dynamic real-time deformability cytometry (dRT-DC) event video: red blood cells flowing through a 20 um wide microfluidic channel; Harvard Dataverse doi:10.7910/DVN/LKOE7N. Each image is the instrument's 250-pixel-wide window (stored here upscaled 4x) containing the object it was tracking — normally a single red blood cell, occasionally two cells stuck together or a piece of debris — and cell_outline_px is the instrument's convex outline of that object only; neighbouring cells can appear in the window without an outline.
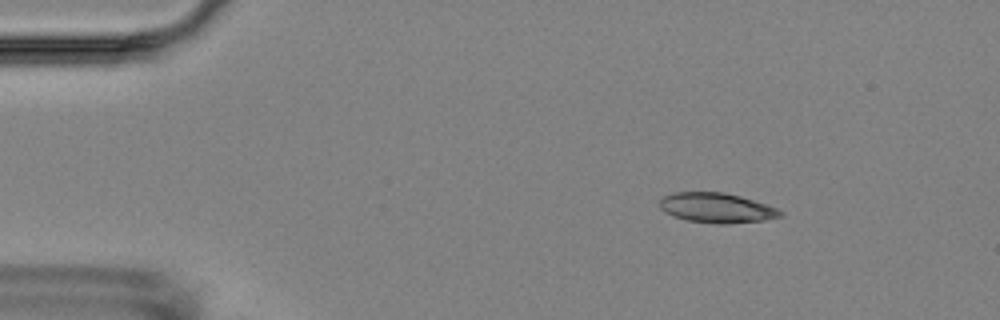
{"species": "Egyptian fruit bat (a non-hibernating species)", "species_latin": "Rousettus aegyptiacus", "temperature_condition": "room temperature", "stored_images_in_passage": 3, "camera_frame_rate_fps": 3000, "um_per_image_px": 0.085, "animal": {"sex": "female"}, "frame": {"image": 1, "passage_image": 1, "time_ms": 0.0, "image_size_px": [1000, 320], "cell_outline_px": [[784, 212], [780, 216], [764, 220], [728, 224], [716, 224], [688, 220], [676, 216], [660, 208], [660, 200], [664, 196], [676, 192], [724, 192], [740, 196], [776, 208]], "centroid_in_image_um": [60.93, 17.67], "position_along_channel_um": 24.1, "area_um2": 20.63}}